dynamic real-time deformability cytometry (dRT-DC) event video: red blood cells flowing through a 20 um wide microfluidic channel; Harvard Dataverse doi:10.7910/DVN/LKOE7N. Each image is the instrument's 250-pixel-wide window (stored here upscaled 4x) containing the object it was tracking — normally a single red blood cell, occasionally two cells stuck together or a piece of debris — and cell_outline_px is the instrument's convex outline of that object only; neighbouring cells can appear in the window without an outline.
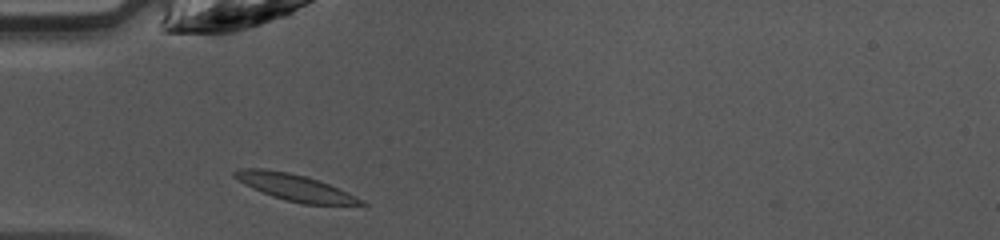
{"species": "common noctule bat (a hibernating species)", "species_latin": "Nyctalus noctula", "temperature_condition": "warm", "stored_images_in_passage": 33, "camera_frame_rate_fps": 3000, "um_per_image_px": 0.085, "animal": {"sex": "female", "body_mass_g": 10.0, "forearm_length_mm": 53.1}, "frame": {"image": 1, "passage_image": 1, "time_ms": 0.0, "image_size_px": [1000, 240], "cell_outline_px": [[368, 204], [304, 204], [272, 196], [252, 188], [244, 184], [232, 176], [232, 172], [240, 168], [264, 168], [288, 172], [304, 176], [328, 184], [348, 192], [364, 200]], "centroid_in_image_um": [25.01, 15.91], "position_along_channel_um": 60.0, "area_um2": 19.25}}
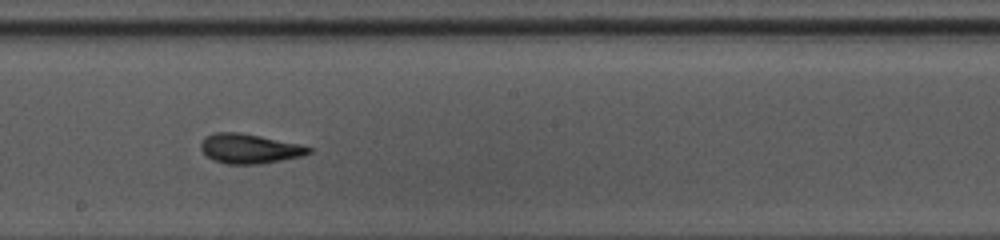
{"frame": {"image": 2, "passage_image": 13, "time_ms": 4.0, "image_size_px": [1000, 240], "cell_outline_px": [[312, 152], [300, 156], [260, 164], [228, 164], [216, 160], [208, 156], [200, 148], [200, 144], [204, 136], [216, 132], [240, 132], [300, 144], [312, 148]], "centroid_in_image_um": [21.19, 12.62], "position_along_channel_um": 227.0, "area_um2": 18.44}}
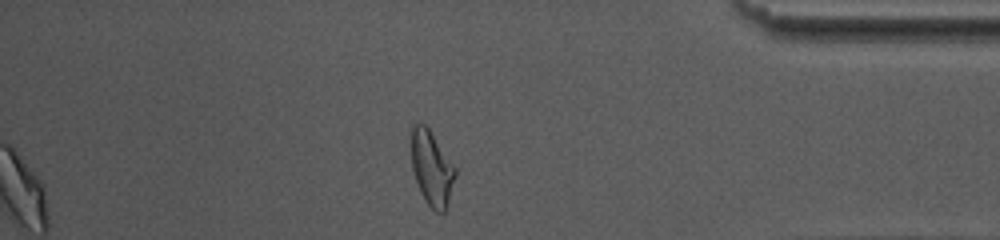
{"frame": {"image": 3, "passage_image": 27, "time_ms": 8.667, "image_size_px": [1000, 240], "cell_outline_px": [[456, 176], [444, 212], [436, 212], [424, 200], [420, 192], [412, 168], [412, 124], [424, 124], [428, 128], [456, 168]], "centroid_in_image_um": [36.7, 14.31], "position_along_channel_um": 398.5, "area_um2": 18.67}, "authors_computed_cell_mechanics": {"area_um2": 18.5538, "velocity_mm_per_s": 4.2457, "shape_relaxation_time_tau1_ms": 4.1013, "shape_relaxation_time_tau2_ms": 1.2824, "deformation_change_tau1": 0.1764, "deformation_change_tau2": 0.0918}}